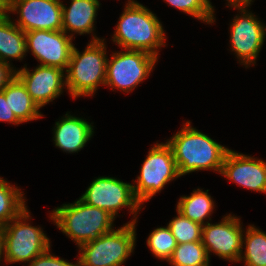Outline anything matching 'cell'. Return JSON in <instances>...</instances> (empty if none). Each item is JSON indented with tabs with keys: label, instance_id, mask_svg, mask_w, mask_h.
Returning <instances> with one entry per match:
<instances>
[{
	"label": "cell",
	"instance_id": "cell-1",
	"mask_svg": "<svg viewBox=\"0 0 266 266\" xmlns=\"http://www.w3.org/2000/svg\"><path fill=\"white\" fill-rule=\"evenodd\" d=\"M167 143L172 148L180 176L199 170L221 173L225 156L230 150L192 127L190 121H186Z\"/></svg>",
	"mask_w": 266,
	"mask_h": 266
},
{
	"label": "cell",
	"instance_id": "cell-2",
	"mask_svg": "<svg viewBox=\"0 0 266 266\" xmlns=\"http://www.w3.org/2000/svg\"><path fill=\"white\" fill-rule=\"evenodd\" d=\"M165 31L156 14L134 0H128L119 17L112 41L124 50H142L158 58L166 46Z\"/></svg>",
	"mask_w": 266,
	"mask_h": 266
},
{
	"label": "cell",
	"instance_id": "cell-3",
	"mask_svg": "<svg viewBox=\"0 0 266 266\" xmlns=\"http://www.w3.org/2000/svg\"><path fill=\"white\" fill-rule=\"evenodd\" d=\"M92 36L82 53L73 46L65 70V87L74 99L93 96L100 85H105L108 59L105 39Z\"/></svg>",
	"mask_w": 266,
	"mask_h": 266
},
{
	"label": "cell",
	"instance_id": "cell-4",
	"mask_svg": "<svg viewBox=\"0 0 266 266\" xmlns=\"http://www.w3.org/2000/svg\"><path fill=\"white\" fill-rule=\"evenodd\" d=\"M50 219L61 232L76 242L78 247L115 228L113 227L115 217L109 212L85 204L80 199L73 204L68 203L57 207L52 211Z\"/></svg>",
	"mask_w": 266,
	"mask_h": 266
},
{
	"label": "cell",
	"instance_id": "cell-5",
	"mask_svg": "<svg viewBox=\"0 0 266 266\" xmlns=\"http://www.w3.org/2000/svg\"><path fill=\"white\" fill-rule=\"evenodd\" d=\"M31 219L26 208L6 226L2 227L4 262L30 263L50 248V239L43 229L28 223Z\"/></svg>",
	"mask_w": 266,
	"mask_h": 266
},
{
	"label": "cell",
	"instance_id": "cell-6",
	"mask_svg": "<svg viewBox=\"0 0 266 266\" xmlns=\"http://www.w3.org/2000/svg\"><path fill=\"white\" fill-rule=\"evenodd\" d=\"M136 223H126L78 247L80 266H121L135 249Z\"/></svg>",
	"mask_w": 266,
	"mask_h": 266
},
{
	"label": "cell",
	"instance_id": "cell-7",
	"mask_svg": "<svg viewBox=\"0 0 266 266\" xmlns=\"http://www.w3.org/2000/svg\"><path fill=\"white\" fill-rule=\"evenodd\" d=\"M148 152L140 175L132 184L134 195L141 205L160 192L167 183L180 177L172 148L167 142L154 144Z\"/></svg>",
	"mask_w": 266,
	"mask_h": 266
},
{
	"label": "cell",
	"instance_id": "cell-8",
	"mask_svg": "<svg viewBox=\"0 0 266 266\" xmlns=\"http://www.w3.org/2000/svg\"><path fill=\"white\" fill-rule=\"evenodd\" d=\"M158 58L142 50H125L114 52L107 59L105 86L132 92L152 72Z\"/></svg>",
	"mask_w": 266,
	"mask_h": 266
},
{
	"label": "cell",
	"instance_id": "cell-9",
	"mask_svg": "<svg viewBox=\"0 0 266 266\" xmlns=\"http://www.w3.org/2000/svg\"><path fill=\"white\" fill-rule=\"evenodd\" d=\"M79 199L85 204L109 212L115 218L119 210L128 207L134 215V219L128 223H137V213L142 209V205L134 195L133 185L114 177L100 176L93 179Z\"/></svg>",
	"mask_w": 266,
	"mask_h": 266
},
{
	"label": "cell",
	"instance_id": "cell-10",
	"mask_svg": "<svg viewBox=\"0 0 266 266\" xmlns=\"http://www.w3.org/2000/svg\"><path fill=\"white\" fill-rule=\"evenodd\" d=\"M62 3L60 0H4V12L17 13L14 22L22 31L62 30Z\"/></svg>",
	"mask_w": 266,
	"mask_h": 266
},
{
	"label": "cell",
	"instance_id": "cell-11",
	"mask_svg": "<svg viewBox=\"0 0 266 266\" xmlns=\"http://www.w3.org/2000/svg\"><path fill=\"white\" fill-rule=\"evenodd\" d=\"M230 24V44L239 63L246 66L255 65L266 36V26L257 16L247 9H238Z\"/></svg>",
	"mask_w": 266,
	"mask_h": 266
},
{
	"label": "cell",
	"instance_id": "cell-12",
	"mask_svg": "<svg viewBox=\"0 0 266 266\" xmlns=\"http://www.w3.org/2000/svg\"><path fill=\"white\" fill-rule=\"evenodd\" d=\"M244 230L241 220L236 215L228 214L219 223L212 224L209 221L202 226L201 242L210 253L219 256L229 262H239L242 249Z\"/></svg>",
	"mask_w": 266,
	"mask_h": 266
},
{
	"label": "cell",
	"instance_id": "cell-13",
	"mask_svg": "<svg viewBox=\"0 0 266 266\" xmlns=\"http://www.w3.org/2000/svg\"><path fill=\"white\" fill-rule=\"evenodd\" d=\"M25 37L27 52L30 50L40 65L67 69L74 46L72 37L62 30H32L25 32Z\"/></svg>",
	"mask_w": 266,
	"mask_h": 266
},
{
	"label": "cell",
	"instance_id": "cell-14",
	"mask_svg": "<svg viewBox=\"0 0 266 266\" xmlns=\"http://www.w3.org/2000/svg\"><path fill=\"white\" fill-rule=\"evenodd\" d=\"M29 70L25 64L16 70V76L40 108L59 97L66 88L65 71L60 68L39 65L33 71Z\"/></svg>",
	"mask_w": 266,
	"mask_h": 266
},
{
	"label": "cell",
	"instance_id": "cell-15",
	"mask_svg": "<svg viewBox=\"0 0 266 266\" xmlns=\"http://www.w3.org/2000/svg\"><path fill=\"white\" fill-rule=\"evenodd\" d=\"M220 174L250 191L266 193V162L262 159L230 149Z\"/></svg>",
	"mask_w": 266,
	"mask_h": 266
},
{
	"label": "cell",
	"instance_id": "cell-16",
	"mask_svg": "<svg viewBox=\"0 0 266 266\" xmlns=\"http://www.w3.org/2000/svg\"><path fill=\"white\" fill-rule=\"evenodd\" d=\"M92 124L84 118L69 115L67 112L61 120L55 123L53 129L55 146L66 153H78L93 136L94 126Z\"/></svg>",
	"mask_w": 266,
	"mask_h": 266
},
{
	"label": "cell",
	"instance_id": "cell-17",
	"mask_svg": "<svg viewBox=\"0 0 266 266\" xmlns=\"http://www.w3.org/2000/svg\"><path fill=\"white\" fill-rule=\"evenodd\" d=\"M100 5L99 0H71L69 7L62 3V31L72 38L75 33L93 34Z\"/></svg>",
	"mask_w": 266,
	"mask_h": 266
},
{
	"label": "cell",
	"instance_id": "cell-18",
	"mask_svg": "<svg viewBox=\"0 0 266 266\" xmlns=\"http://www.w3.org/2000/svg\"><path fill=\"white\" fill-rule=\"evenodd\" d=\"M6 12L0 13V61L10 64L11 59L23 60L27 53L25 32Z\"/></svg>",
	"mask_w": 266,
	"mask_h": 266
},
{
	"label": "cell",
	"instance_id": "cell-19",
	"mask_svg": "<svg viewBox=\"0 0 266 266\" xmlns=\"http://www.w3.org/2000/svg\"><path fill=\"white\" fill-rule=\"evenodd\" d=\"M8 105L16 118L21 122H28L43 117L40 107L31 98L22 81L15 76L2 90Z\"/></svg>",
	"mask_w": 266,
	"mask_h": 266
},
{
	"label": "cell",
	"instance_id": "cell-20",
	"mask_svg": "<svg viewBox=\"0 0 266 266\" xmlns=\"http://www.w3.org/2000/svg\"><path fill=\"white\" fill-rule=\"evenodd\" d=\"M208 191H202V189L198 188L197 190L194 189L190 196H181L177 202L176 210L191 221L197 222L202 226L205 225V219L211 220L210 215L215 207Z\"/></svg>",
	"mask_w": 266,
	"mask_h": 266
},
{
	"label": "cell",
	"instance_id": "cell-21",
	"mask_svg": "<svg viewBox=\"0 0 266 266\" xmlns=\"http://www.w3.org/2000/svg\"><path fill=\"white\" fill-rule=\"evenodd\" d=\"M243 235L239 261L245 266H266V233L254 225H249ZM245 245V246H244Z\"/></svg>",
	"mask_w": 266,
	"mask_h": 266
},
{
	"label": "cell",
	"instance_id": "cell-22",
	"mask_svg": "<svg viewBox=\"0 0 266 266\" xmlns=\"http://www.w3.org/2000/svg\"><path fill=\"white\" fill-rule=\"evenodd\" d=\"M24 193L0 177V227L6 226L25 208Z\"/></svg>",
	"mask_w": 266,
	"mask_h": 266
},
{
	"label": "cell",
	"instance_id": "cell-23",
	"mask_svg": "<svg viewBox=\"0 0 266 266\" xmlns=\"http://www.w3.org/2000/svg\"><path fill=\"white\" fill-rule=\"evenodd\" d=\"M168 262L171 266H209L210 258L202 242L197 241L177 244Z\"/></svg>",
	"mask_w": 266,
	"mask_h": 266
},
{
	"label": "cell",
	"instance_id": "cell-24",
	"mask_svg": "<svg viewBox=\"0 0 266 266\" xmlns=\"http://www.w3.org/2000/svg\"><path fill=\"white\" fill-rule=\"evenodd\" d=\"M147 246L155 257L168 262L177 242L168 226L158 227L149 234Z\"/></svg>",
	"mask_w": 266,
	"mask_h": 266
},
{
	"label": "cell",
	"instance_id": "cell-25",
	"mask_svg": "<svg viewBox=\"0 0 266 266\" xmlns=\"http://www.w3.org/2000/svg\"><path fill=\"white\" fill-rule=\"evenodd\" d=\"M167 226L176 239L177 244L201 241L202 225L184 217L180 212Z\"/></svg>",
	"mask_w": 266,
	"mask_h": 266
},
{
	"label": "cell",
	"instance_id": "cell-26",
	"mask_svg": "<svg viewBox=\"0 0 266 266\" xmlns=\"http://www.w3.org/2000/svg\"><path fill=\"white\" fill-rule=\"evenodd\" d=\"M192 17L207 24L215 22L214 6L210 0H163Z\"/></svg>",
	"mask_w": 266,
	"mask_h": 266
},
{
	"label": "cell",
	"instance_id": "cell-27",
	"mask_svg": "<svg viewBox=\"0 0 266 266\" xmlns=\"http://www.w3.org/2000/svg\"><path fill=\"white\" fill-rule=\"evenodd\" d=\"M28 266H80L79 260L76 263L68 262L50 253V248L41 255L34 258Z\"/></svg>",
	"mask_w": 266,
	"mask_h": 266
},
{
	"label": "cell",
	"instance_id": "cell-28",
	"mask_svg": "<svg viewBox=\"0 0 266 266\" xmlns=\"http://www.w3.org/2000/svg\"><path fill=\"white\" fill-rule=\"evenodd\" d=\"M0 121L9 122V124L11 123L17 126L21 123L10 109L3 91H0Z\"/></svg>",
	"mask_w": 266,
	"mask_h": 266
},
{
	"label": "cell",
	"instance_id": "cell-29",
	"mask_svg": "<svg viewBox=\"0 0 266 266\" xmlns=\"http://www.w3.org/2000/svg\"><path fill=\"white\" fill-rule=\"evenodd\" d=\"M16 76V69L11 64L0 61V91Z\"/></svg>",
	"mask_w": 266,
	"mask_h": 266
},
{
	"label": "cell",
	"instance_id": "cell-30",
	"mask_svg": "<svg viewBox=\"0 0 266 266\" xmlns=\"http://www.w3.org/2000/svg\"><path fill=\"white\" fill-rule=\"evenodd\" d=\"M228 1L227 7H232L234 9H247L250 7L253 0H226Z\"/></svg>",
	"mask_w": 266,
	"mask_h": 266
},
{
	"label": "cell",
	"instance_id": "cell-31",
	"mask_svg": "<svg viewBox=\"0 0 266 266\" xmlns=\"http://www.w3.org/2000/svg\"><path fill=\"white\" fill-rule=\"evenodd\" d=\"M4 259L3 256V233H2V227H0V262Z\"/></svg>",
	"mask_w": 266,
	"mask_h": 266
}]
</instances>
